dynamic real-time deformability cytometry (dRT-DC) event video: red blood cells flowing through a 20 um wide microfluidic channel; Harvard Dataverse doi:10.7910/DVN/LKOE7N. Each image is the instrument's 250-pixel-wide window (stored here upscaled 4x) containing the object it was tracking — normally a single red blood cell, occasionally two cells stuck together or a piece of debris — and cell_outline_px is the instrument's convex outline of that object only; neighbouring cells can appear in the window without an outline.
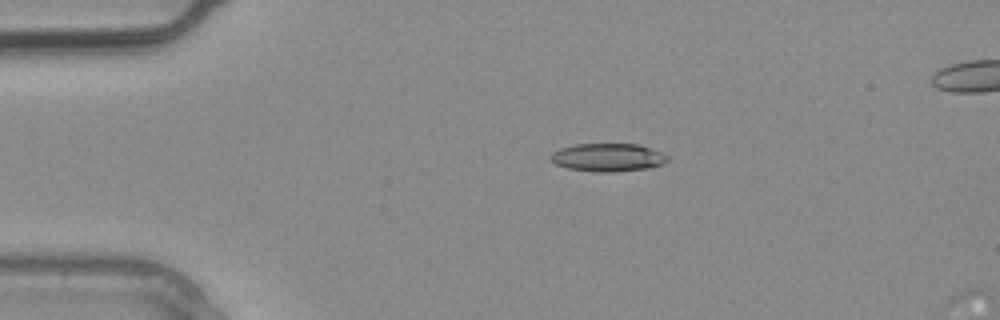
{"species": "common noctule bat (a hibernating species)", "species_latin": "Nyctalus noctula", "temperature_condition": "warm", "stored_images_in_passage": 3, "camera_frame_rate_fps": 3000, "um_per_image_px": 0.085, "animal": {"sex": "male", "body_mass_g": 20.4}, "frame": {"image": 1, "passage_image": 2, "time_ms": 0.333, "image_size_px": [1000, 320], "cell_outline_px": [[668, 160], [664, 164], [648, 168], [612, 172], [596, 172], [568, 168], [556, 164], [548, 156], [552, 152], [560, 148], [572, 144], [640, 144], [652, 148], [668, 156]], "centroid_in_image_um": [51.67, 13.37], "position_along_channel_um": 33.3, "area_um2": 19.25}}